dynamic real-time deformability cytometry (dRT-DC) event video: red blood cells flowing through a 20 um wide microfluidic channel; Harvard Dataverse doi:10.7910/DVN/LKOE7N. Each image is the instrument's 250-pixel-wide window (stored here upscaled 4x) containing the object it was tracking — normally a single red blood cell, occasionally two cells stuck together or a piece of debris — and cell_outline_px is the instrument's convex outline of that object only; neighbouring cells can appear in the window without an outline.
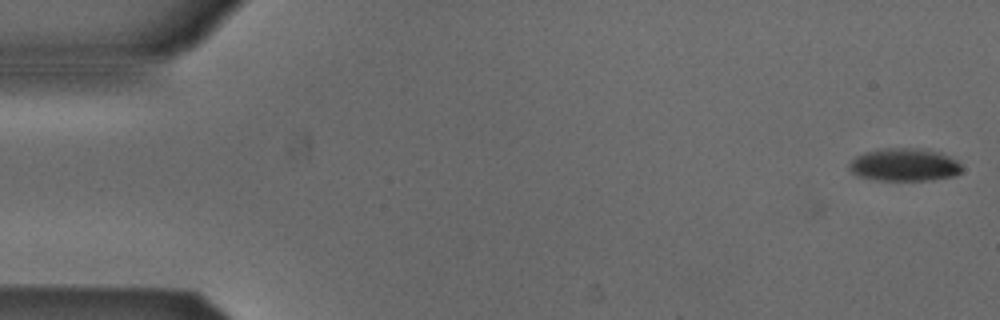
{"species": "Egyptian fruit bat (a non-hibernating species)", "species_latin": "Rousettus aegyptiacus", "temperature_condition": "cold", "stored_images_in_passage": 43, "camera_frame_rate_fps": 3000, "um_per_image_px": 0.085, "animal": {"sex": "male"}, "frame": {"image": 1, "passage_image": 1, "time_ms": 0.0, "image_size_px": [1000, 320], "cell_outline_px": [[960, 172], [956, 176], [932, 180], [876, 180], [856, 176], [848, 168], [848, 164], [856, 156], [864, 152], [884, 148], [920, 148], [940, 152], [956, 160], [960, 164]], "centroid_in_image_um": [76.84, 14.01], "position_along_channel_um": 8.2, "area_um2": 21.68}}
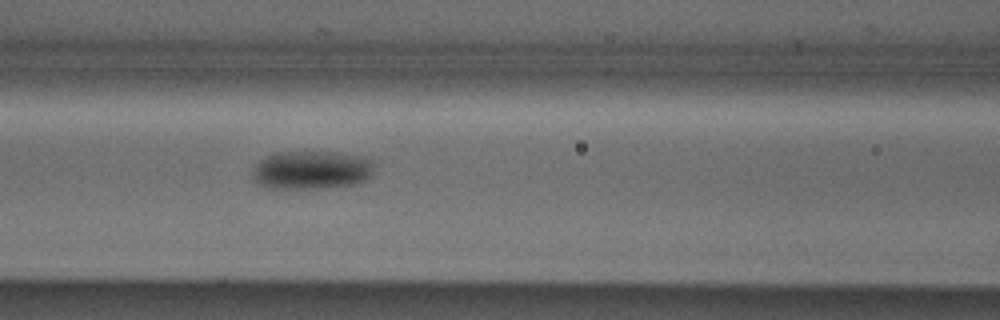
{"frame": {"image": 2, "passage_image": 22, "time_ms": 7.0, "image_size_px": [1000, 320], "cell_outline_px": [[368, 176], [364, 180], [356, 184], [320, 188], [268, 188], [256, 184], [252, 176], [252, 172], [256, 164], [264, 156], [276, 152], [332, 152], [356, 156], [368, 160]], "centroid_in_image_um": [26.31, 14.46], "position_along_channel_um": 140.3, "area_um2": 26.65}}
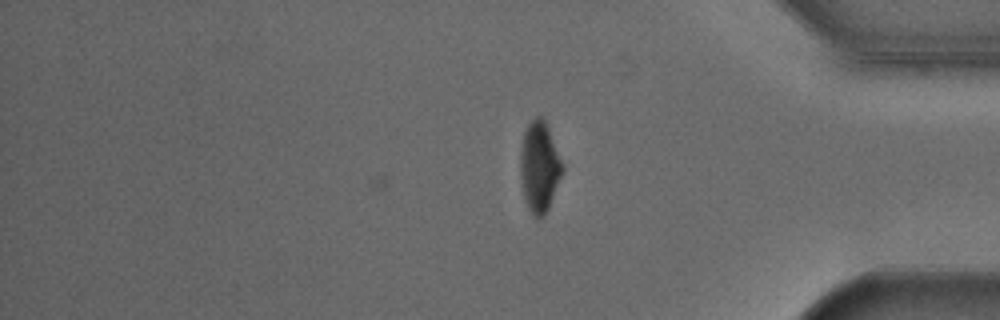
{"frame": {"image": 3, "passage_image": 43, "time_ms": 14.0, "image_size_px": [1000, 320], "cell_outline_px": [[564, 172], [548, 208], [544, 216], [540, 220], [536, 220], [532, 216], [524, 200], [520, 176], [520, 152], [524, 132], [528, 124], [536, 116], [540, 116], [544, 120], [548, 128], [564, 164]], "centroid_in_image_um": [45.85, 14.24], "position_along_channel_um": 389.3, "area_um2": 22.54}, "authors_computed_cell_mechanics": {"area_um2": 24.9118, "velocity_mm_per_s": 3.8808, "shape_relaxation_time_tau1_ms": 3.1744, "shape_relaxation_time_tau2_ms": null, "deformation_change_tau1": 0.1159, "deformation_change_tau2": null}}